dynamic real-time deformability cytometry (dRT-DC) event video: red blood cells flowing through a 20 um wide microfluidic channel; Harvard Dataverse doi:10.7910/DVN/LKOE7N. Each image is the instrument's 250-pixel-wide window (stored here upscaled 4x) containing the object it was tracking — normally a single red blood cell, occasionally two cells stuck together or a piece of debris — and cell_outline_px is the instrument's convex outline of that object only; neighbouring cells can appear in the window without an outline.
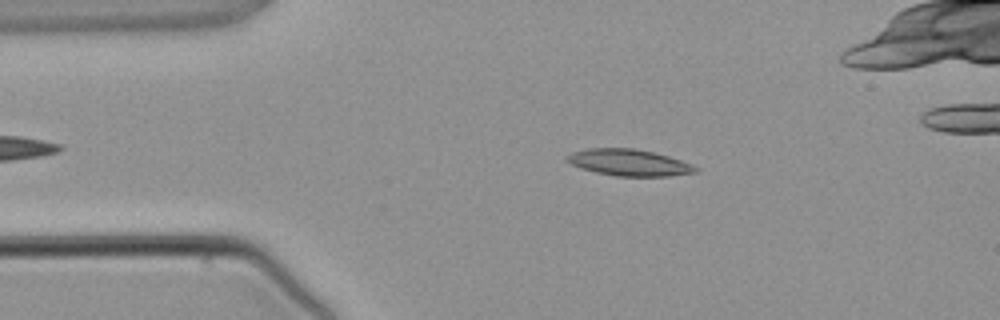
{"species": "common noctule bat (a hibernating species)", "species_latin": "Nyctalus noctula", "temperature_condition": "warm", "stored_images_in_passage": 3, "camera_frame_rate_fps": 3000, "um_per_image_px": 0.085, "animal": {"sex": "male", "body_mass_g": 21.5, "forearm_length_mm": 52.0}, "frame": {"image": 1, "passage_image": 1, "time_ms": 0.0, "image_size_px": [1000, 320], "cell_outline_px": [[700, 168], [696, 172], [668, 176], [616, 176], [596, 172], [580, 168], [564, 160], [564, 156], [572, 152], [588, 148], [632, 148], [652, 152], [668, 156], [692, 164]], "centroid_in_image_um": [53.43, 13.81], "position_along_channel_um": 31.6, "area_um2": 19.88}}